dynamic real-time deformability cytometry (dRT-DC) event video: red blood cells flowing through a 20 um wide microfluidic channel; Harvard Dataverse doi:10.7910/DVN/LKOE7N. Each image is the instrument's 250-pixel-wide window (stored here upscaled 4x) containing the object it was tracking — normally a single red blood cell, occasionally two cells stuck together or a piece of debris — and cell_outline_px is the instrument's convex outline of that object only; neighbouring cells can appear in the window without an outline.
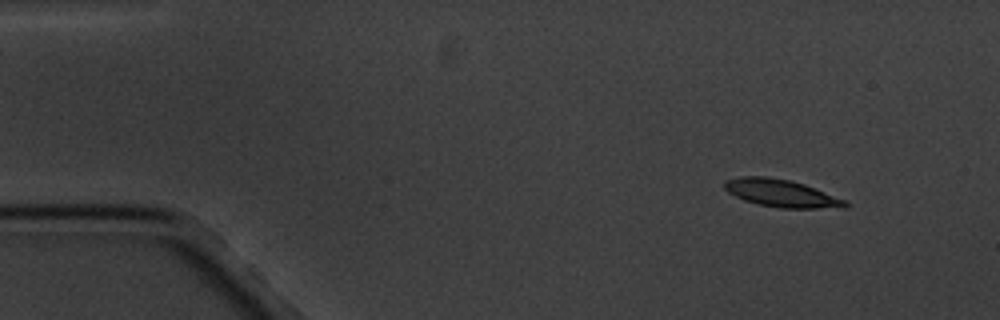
{"species": "common noctule bat (a hibernating species)", "species_latin": "Nyctalus noctula", "temperature_condition": "cold", "stored_images_in_passage": 4, "camera_frame_rate_fps": 3000, "um_per_image_px": 0.085, "animal": {"sex": "male", "body_mass_g": 20.1, "forearm_length_mm": 53.5}, "frame": {"image": 1, "passage_image": 1, "time_ms": 0.0, "image_size_px": [1000, 320], "cell_outline_px": [[848, 208], [780, 208], [760, 204], [744, 200], [728, 192], [724, 188], [724, 180], [740, 176], [768, 176], [792, 180], [804, 184], [848, 200]], "centroid_in_image_um": [66.45, 16.42], "position_along_channel_um": 18.6, "area_um2": 19.59}}